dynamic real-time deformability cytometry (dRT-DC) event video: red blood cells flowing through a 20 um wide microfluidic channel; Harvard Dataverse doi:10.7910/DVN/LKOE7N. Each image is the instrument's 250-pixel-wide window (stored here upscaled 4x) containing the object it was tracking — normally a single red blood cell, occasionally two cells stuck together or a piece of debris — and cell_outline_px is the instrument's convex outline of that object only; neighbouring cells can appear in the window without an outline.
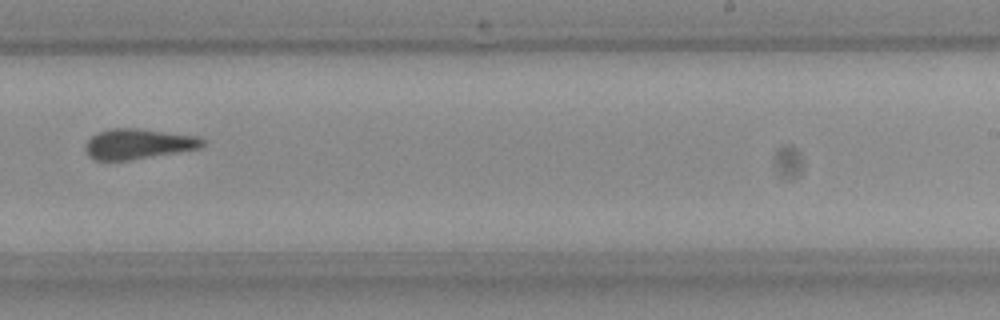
{"species": "Egyptian fruit bat (a non-hibernating species)", "species_latin": "Rousettus aegyptiacus", "temperature_condition": "room temperature", "stored_images_in_passage": 10, "camera_frame_rate_fps": 3000, "um_per_image_px": 0.085, "frame": {"image": 1, "passage_image": 10, "time_ms": 3.0, "image_size_px": [1000, 320], "cell_outline_px": [[204, 144], [200, 148], [128, 160], [96, 160], [88, 156], [84, 148], [84, 144], [96, 132], [108, 128], [140, 128], [200, 136], [204, 140]], "centroid_in_image_um": [11.72, 12.21], "position_along_channel_um": 277.3, "area_um2": 20.81}}